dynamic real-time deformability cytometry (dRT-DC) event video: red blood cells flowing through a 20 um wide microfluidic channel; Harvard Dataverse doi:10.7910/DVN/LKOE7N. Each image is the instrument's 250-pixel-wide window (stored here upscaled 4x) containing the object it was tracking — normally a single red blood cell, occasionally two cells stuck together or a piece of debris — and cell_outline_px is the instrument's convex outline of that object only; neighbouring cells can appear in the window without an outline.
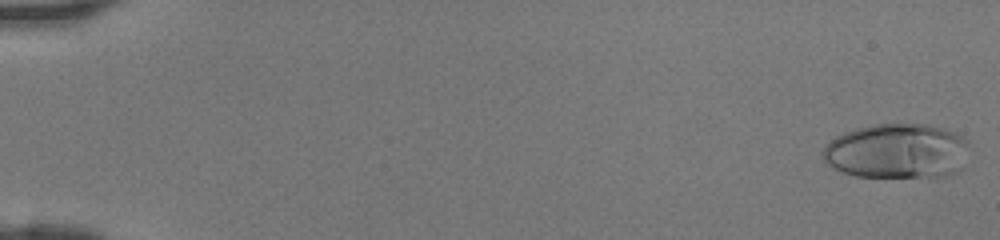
{"species": "human", "species_latin": "Homo sapiens", "temperature_condition": "room temperature", "stored_images_in_passage": 46, "camera_frame_rate_fps": 3000, "um_per_image_px": 0.085, "donor": {"sex": "female"}, "frame": {"image": 1, "passage_image": 1, "time_ms": 0.0, "image_size_px": [1000, 240], "cell_outline_px": [[968, 144], [960, 172], [948, 176], [856, 176], [832, 168], [824, 160], [824, 144], [836, 136], [844, 132], [856, 128], [876, 124], [928, 124], [944, 128], [956, 132], [968, 140]], "centroid_in_image_um": [76.26, 12.83], "position_along_channel_um": 8.7, "area_um2": 46.93}}
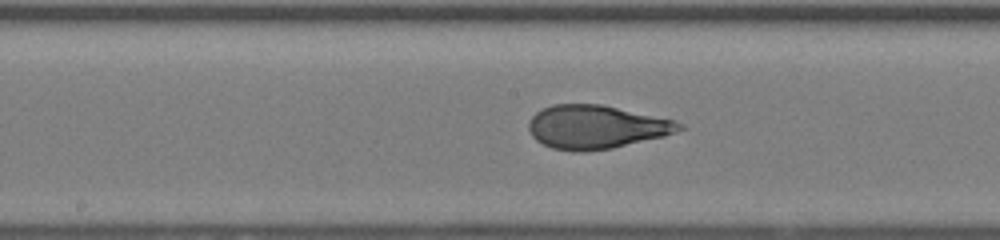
{"frame": {"image": 2, "passage_image": 25, "time_ms": 8.0, "image_size_px": [1000, 240], "cell_outline_px": [[684, 128], [676, 132], [664, 136], [612, 148], [580, 152], [572, 152], [552, 148], [536, 140], [532, 136], [528, 128], [528, 124], [532, 116], [536, 112], [552, 104], [600, 104], [672, 120], [684, 124]], "centroid_in_image_um": [50.64, 10.8], "position_along_channel_um": 197.6, "area_um2": 37.92}}
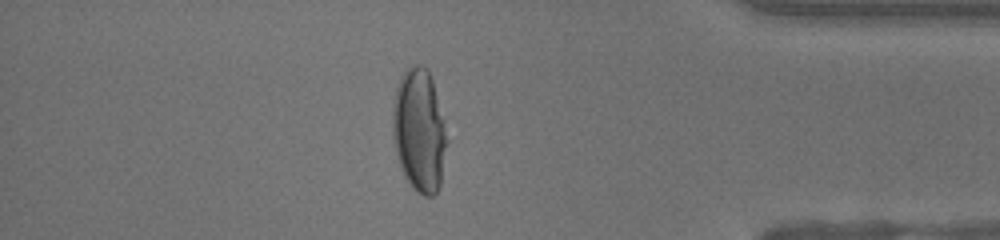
{"frame": {"image": 3, "passage_image": 40, "time_ms": 13.0, "image_size_px": [1000, 240], "cell_outline_px": [[448, 140], [440, 184], [436, 192], [432, 196], [424, 196], [416, 192], [408, 184], [400, 168], [392, 136], [392, 104], [396, 84], [400, 76], [412, 64], [420, 64], [428, 68], [432, 80], [444, 120]], "centroid_in_image_um": [35.61, 11.08], "position_along_channel_um": 399.6, "area_um2": 39.59}}